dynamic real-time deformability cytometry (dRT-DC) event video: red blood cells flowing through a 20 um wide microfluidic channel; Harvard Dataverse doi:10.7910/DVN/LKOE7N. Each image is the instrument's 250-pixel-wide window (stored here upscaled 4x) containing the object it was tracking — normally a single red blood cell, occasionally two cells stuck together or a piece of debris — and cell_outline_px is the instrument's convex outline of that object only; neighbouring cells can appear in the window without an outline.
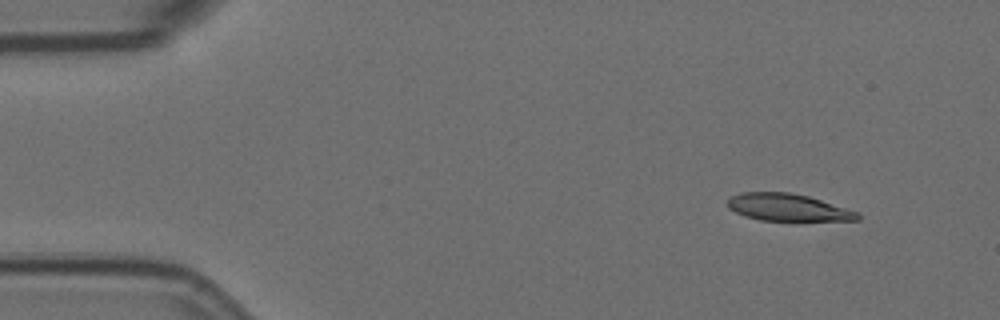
{"species": "Egyptian fruit bat (a non-hibernating species)", "species_latin": "Rousettus aegyptiacus", "temperature_condition": "room temperature", "stored_images_in_passage": 5, "camera_frame_rate_fps": 3000, "um_per_image_px": 0.085, "animal": {"sex": "female"}, "frame": {"image": 1, "passage_image": 2, "time_ms": 0.333, "image_size_px": [1000, 320], "cell_outline_px": [[860, 220], [760, 220], [744, 216], [728, 208], [728, 200], [732, 196], [740, 192], [788, 192], [808, 196], [860, 212]], "centroid_in_image_um": [66.97, 17.62], "position_along_channel_um": 18.0, "area_um2": 20.46}}
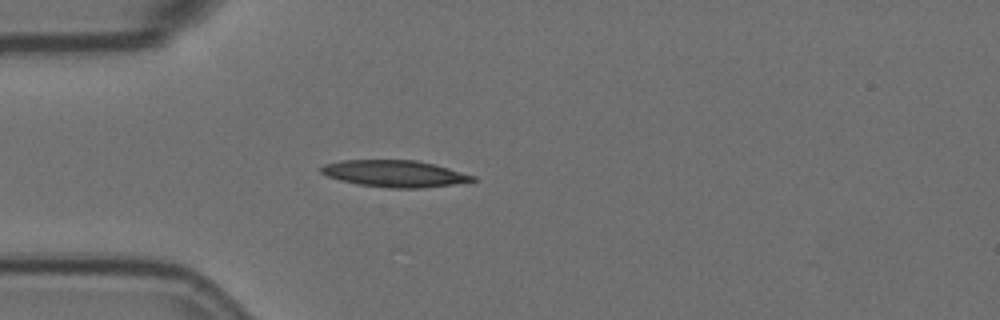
{"frame": {"image": 2, "passage_image": 5, "time_ms": 1.333, "image_size_px": [1000, 320], "cell_outline_px": [[476, 180], [452, 184], [424, 188], [388, 188], [356, 184], [340, 180], [328, 176], [320, 172], [320, 168], [324, 164], [344, 160], [416, 160], [436, 164], [476, 176]], "centroid_in_image_um": [33.55, 14.75], "position_along_channel_um": 51.5, "area_um2": 23.64}}